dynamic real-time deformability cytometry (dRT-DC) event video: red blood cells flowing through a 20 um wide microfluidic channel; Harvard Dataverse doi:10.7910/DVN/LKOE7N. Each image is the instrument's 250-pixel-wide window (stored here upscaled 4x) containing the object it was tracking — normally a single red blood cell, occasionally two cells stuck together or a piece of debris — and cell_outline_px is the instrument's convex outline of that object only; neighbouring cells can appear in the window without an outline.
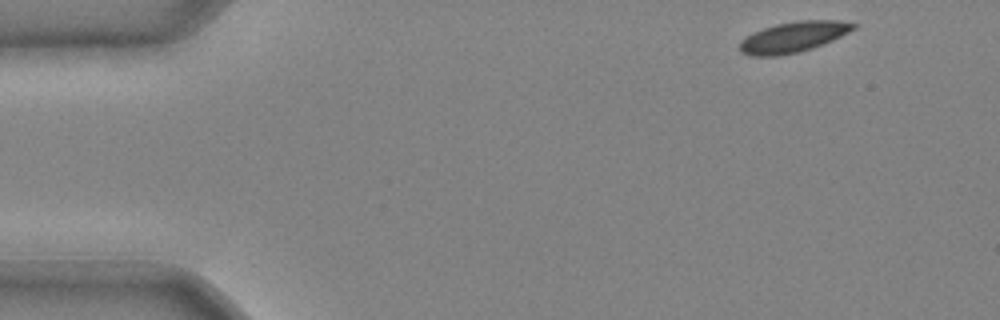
{"species": "common noctule bat (a hibernating species)", "species_latin": "Nyctalus noctula", "temperature_condition": "cold", "stored_images_in_passage": 35, "camera_frame_rate_fps": 3000, "um_per_image_px": 0.085, "animal": {"sex": "male", "body_mass_g": 20.4}, "frame": {"image": 1, "passage_image": 1, "time_ms": 0.0, "image_size_px": [1000, 320], "cell_outline_px": [[860, 24], [856, 28], [832, 40], [812, 48], [800, 52], [776, 56], [752, 56], [740, 52], [740, 40], [764, 28], [776, 24], [800, 20], [840, 20]], "centroid_in_image_um": [67.47, 3.14], "position_along_channel_um": 17.5, "area_um2": 20.17}}
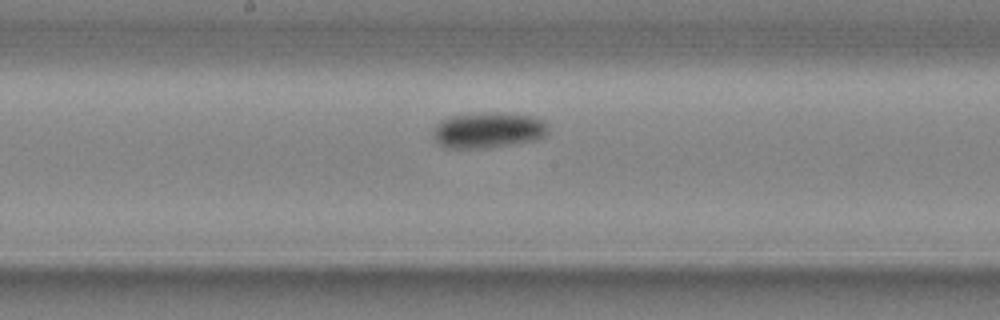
{"frame": {"image": 2, "passage_image": 20, "time_ms": 6.333, "image_size_px": [1000, 320], "cell_outline_px": [[548, 132], [544, 136], [536, 140], [488, 148], [444, 148], [432, 136], [432, 128], [436, 124], [452, 116], [488, 112], [504, 112], [536, 116], [544, 120], [548, 124]], "centroid_in_image_um": [41.53, 11.06], "position_along_channel_um": 206.7, "area_um2": 24.33}}
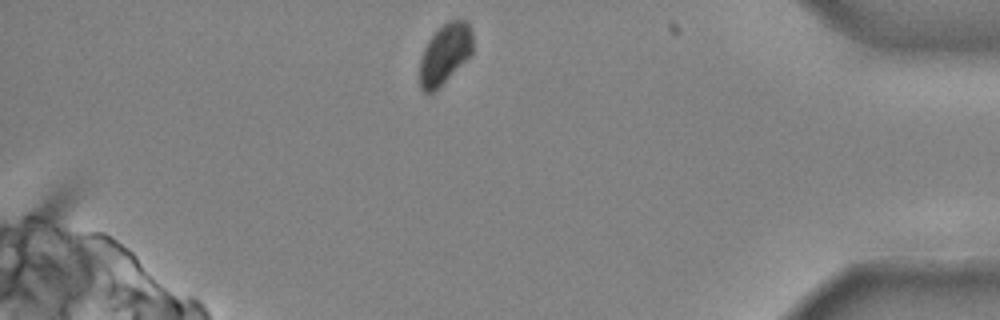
{"frame": {"image": 3, "passage_image": 35, "time_ms": 11.333, "image_size_px": [1000, 320], "cell_outline_px": [[472, 56], [432, 92], [424, 92], [420, 88], [420, 60], [424, 48], [428, 40], [448, 20], [468, 20], [472, 32]], "centroid_in_image_um": [37.84, 4.56], "position_along_channel_um": 397.4, "area_um2": 18.5}}